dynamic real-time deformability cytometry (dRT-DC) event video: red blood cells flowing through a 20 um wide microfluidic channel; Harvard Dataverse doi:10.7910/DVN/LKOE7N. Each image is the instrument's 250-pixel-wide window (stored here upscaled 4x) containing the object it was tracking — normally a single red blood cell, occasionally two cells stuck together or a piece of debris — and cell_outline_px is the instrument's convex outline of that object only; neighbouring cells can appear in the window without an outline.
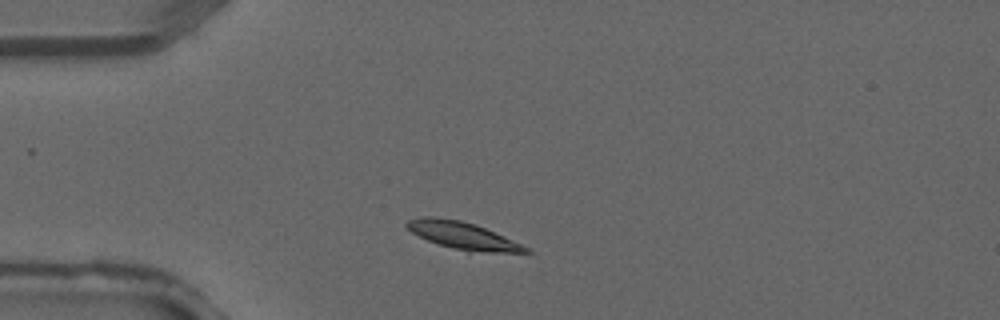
{"species": "common noctule bat (a hibernating species)", "species_latin": "Nyctalus noctula", "temperature_condition": "warm", "stored_images_in_passage": 2, "camera_frame_rate_fps": 3000, "um_per_image_px": 0.085, "animal": {"sex": "male", "forearm_length_mm": 52.5}, "frame": {"image": 1, "passage_image": 1, "time_ms": 0.0, "image_size_px": [1000, 320], "cell_outline_px": [[532, 252], [468, 252], [452, 248], [428, 240], [412, 232], [404, 224], [408, 220], [424, 216], [432, 216], [460, 220], [476, 224], [520, 244], [528, 248]], "centroid_in_image_um": [39.29, 20.01], "position_along_channel_um": 45.7, "area_um2": 18.5}}
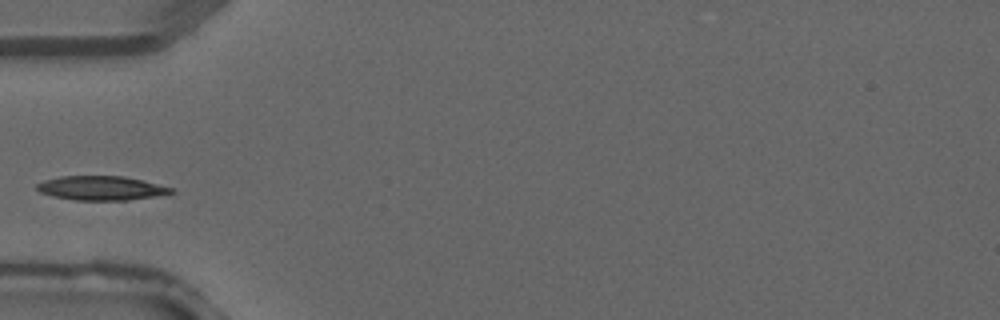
{"frame": {"image": 2, "passage_image": 2, "time_ms": 0.333, "image_size_px": [1000, 320], "cell_outline_px": [[176, 192], [128, 200], [76, 200], [52, 196], [40, 192], [36, 188], [36, 184], [44, 180], [60, 176], [124, 176], [144, 180], [172, 188]], "centroid_in_image_um": [8.58, 15.98], "position_along_channel_um": 76.4, "area_um2": 18.84}}